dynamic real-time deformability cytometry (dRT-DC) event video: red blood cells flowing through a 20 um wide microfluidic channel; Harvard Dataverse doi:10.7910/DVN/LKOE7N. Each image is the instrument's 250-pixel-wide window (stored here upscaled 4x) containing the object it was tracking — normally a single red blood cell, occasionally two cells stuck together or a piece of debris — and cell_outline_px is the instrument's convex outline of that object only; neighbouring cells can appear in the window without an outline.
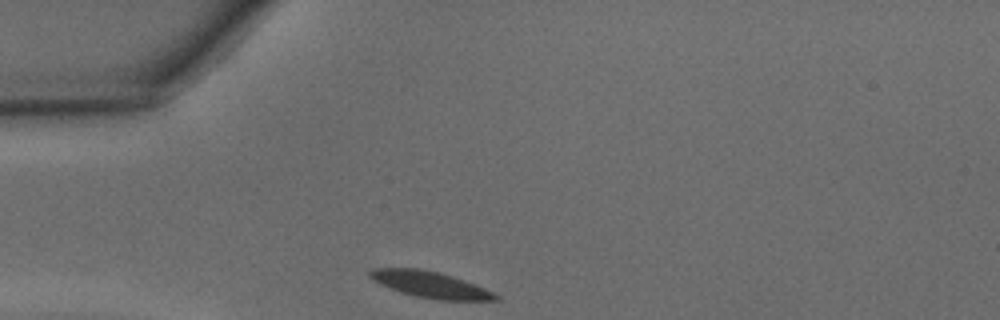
{"species": "common noctule bat (a hibernating species)", "species_latin": "Nyctalus noctula", "temperature_condition": "warm", "stored_images_in_passage": 25, "camera_frame_rate_fps": 3000, "um_per_image_px": 0.085, "animal": {"sex": "male", "body_mass_g": 15.6}, "frame": {"image": 1, "passage_image": 1, "time_ms": 0.0, "image_size_px": [1000, 320], "cell_outline_px": [[500, 300], [440, 300], [416, 296], [400, 292], [388, 288], [380, 284], [368, 276], [368, 272], [372, 268], [416, 268], [436, 272], [452, 276], [464, 280], [484, 288], [500, 296]], "centroid_in_image_um": [36.54, 24.19], "position_along_channel_um": 48.5, "area_um2": 19.07}}
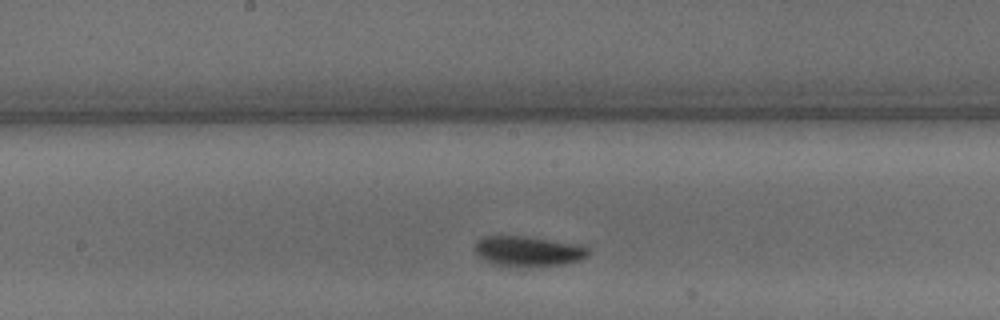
{"frame": {"image": 2, "passage_image": 13, "time_ms": 4.0, "image_size_px": [1000, 320], "cell_outline_px": [[592, 252], [588, 256], [580, 260], [564, 264], [528, 268], [520, 268], [492, 264], [484, 260], [476, 252], [476, 244], [484, 236], [524, 236], [576, 244], [588, 248]], "centroid_in_image_um": [44.93, 21.39], "position_along_channel_um": 203.3, "area_um2": 20.17}}
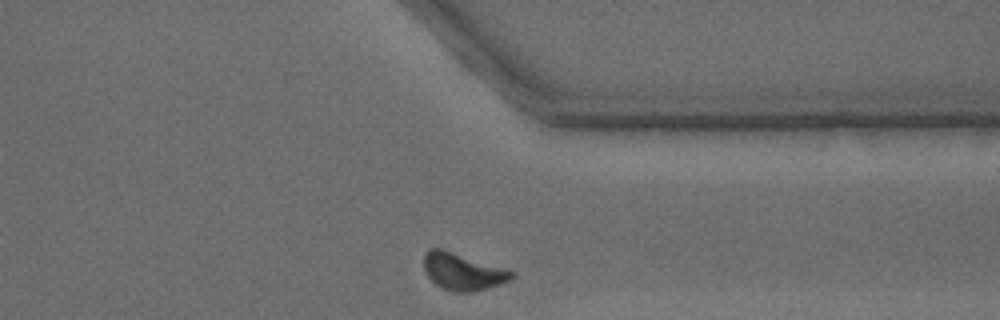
{"frame": {"image": 3, "passage_image": 25, "time_ms": 8.0, "image_size_px": [1000, 320], "cell_outline_px": [[516, 276], [500, 284], [472, 292], [452, 292], [436, 284], [428, 276], [424, 268], [424, 256], [428, 248], [440, 248], [516, 272]], "centroid_in_image_um": [39.33, 23.09], "position_along_channel_um": 372.1, "area_um2": 18.61}, "authors_computed_cell_mechanics": {"area_um2": 19.074, "velocity_mm_per_s": 4.2637, "shape_relaxation_time_tau1_ms": 3.8592, "shape_relaxation_time_tau2_ms": null, "deformation_change_tau1": 0.1594, "deformation_change_tau2": null}}